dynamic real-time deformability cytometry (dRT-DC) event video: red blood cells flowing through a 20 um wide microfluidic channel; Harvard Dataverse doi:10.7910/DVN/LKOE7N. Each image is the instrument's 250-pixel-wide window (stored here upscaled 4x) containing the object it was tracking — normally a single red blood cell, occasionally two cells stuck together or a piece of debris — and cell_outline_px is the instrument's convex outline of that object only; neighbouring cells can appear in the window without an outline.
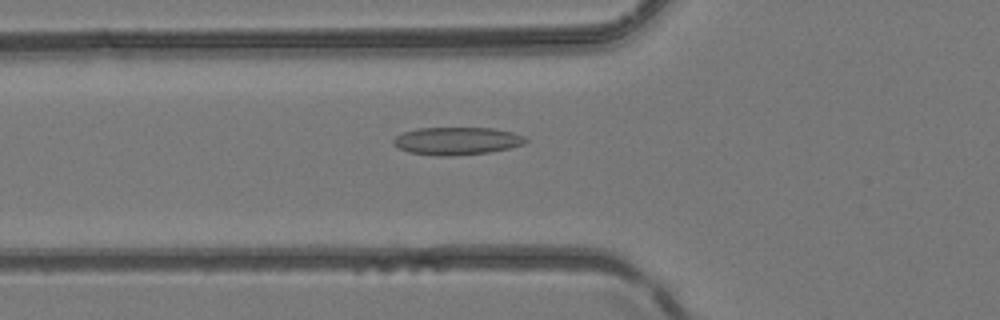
{"species": "common noctule bat (a hibernating species)", "species_latin": "Nyctalus noctula", "temperature_condition": "room temperature", "stored_images_in_passage": 5, "camera_frame_rate_fps": 3000, "um_per_image_px": 0.085, "animal": {"sex": "female", "body_mass_g": 24.6, "forearm_length_mm": 56.2}, "frame": {"image": 1, "passage_image": 5, "time_ms": 1.333, "image_size_px": [1000, 320], "cell_outline_px": [[528, 140], [524, 144], [512, 148], [488, 152], [452, 156], [436, 156], [408, 152], [392, 144], [392, 140], [396, 136], [404, 132], [416, 128], [492, 128], [512, 132], [524, 136]], "centroid_in_image_um": [38.83, 11.98], "position_along_channel_um": 87.0, "area_um2": 21.44}}